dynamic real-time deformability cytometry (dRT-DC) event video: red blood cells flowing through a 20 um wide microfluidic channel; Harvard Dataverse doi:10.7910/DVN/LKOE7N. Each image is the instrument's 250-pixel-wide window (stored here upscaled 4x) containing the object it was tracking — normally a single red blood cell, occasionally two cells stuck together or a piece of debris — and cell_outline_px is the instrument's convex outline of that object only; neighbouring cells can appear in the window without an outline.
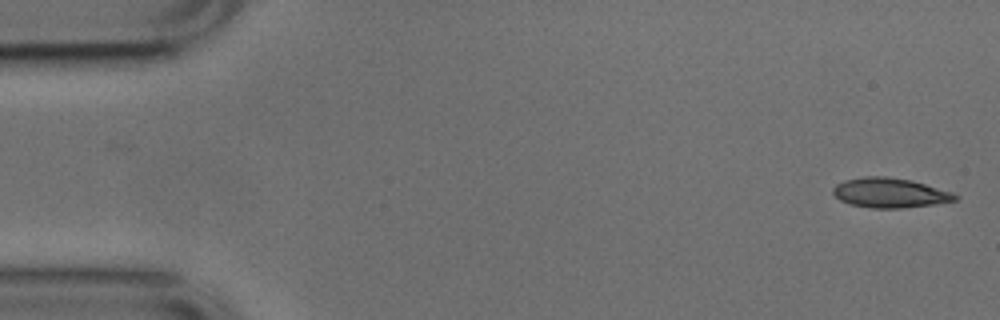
{"species": "common noctule bat (a hibernating species)", "species_latin": "Nyctalus noctula", "temperature_condition": "cold", "stored_images_in_passage": 2, "camera_frame_rate_fps": 3000, "um_per_image_px": 0.085, "animal": {"sex": "male", "body_mass_g": 17.9, "forearm_length_mm": 54.2}, "frame": {"image": 1, "passage_image": 2, "time_ms": 0.333, "image_size_px": [1000, 320], "cell_outline_px": [[960, 196], [956, 200], [936, 204], [900, 208], [872, 208], [848, 204], [840, 200], [832, 192], [832, 188], [836, 184], [844, 180], [864, 176], [888, 176], [912, 180], [952, 192]], "centroid_in_image_um": [75.63, 16.38], "position_along_channel_um": 9.4, "area_um2": 21.33}}